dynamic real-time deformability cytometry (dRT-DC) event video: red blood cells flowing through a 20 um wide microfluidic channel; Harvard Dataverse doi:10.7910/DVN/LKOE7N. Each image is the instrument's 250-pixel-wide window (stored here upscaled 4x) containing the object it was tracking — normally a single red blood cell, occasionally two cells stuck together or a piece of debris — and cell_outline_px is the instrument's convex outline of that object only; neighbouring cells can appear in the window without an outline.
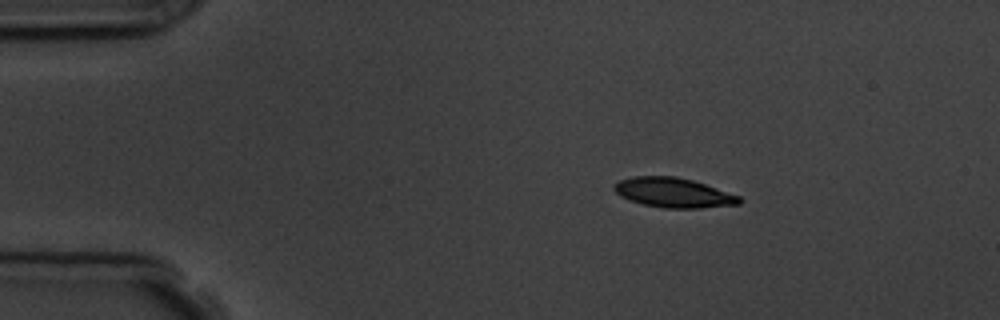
{"species": "common noctule bat (a hibernating species)", "species_latin": "Nyctalus noctula", "temperature_condition": "room temperature", "stored_images_in_passage": 4, "camera_frame_rate_fps": 3000, "um_per_image_px": 0.085, "animal": {"sex": "male", "body_mass_g": 19.5, "forearm_length_mm": 54.6}, "frame": {"image": 1, "passage_image": 2, "time_ms": 1.333, "image_size_px": [1000, 320], "cell_outline_px": [[744, 200], [740, 204], [700, 208], [664, 208], [644, 204], [620, 196], [612, 188], [612, 184], [620, 180], [632, 176], [676, 176], [692, 180], [740, 196]], "centroid_in_image_um": [57.24, 16.37], "position_along_channel_um": 27.8, "area_um2": 21.62}}
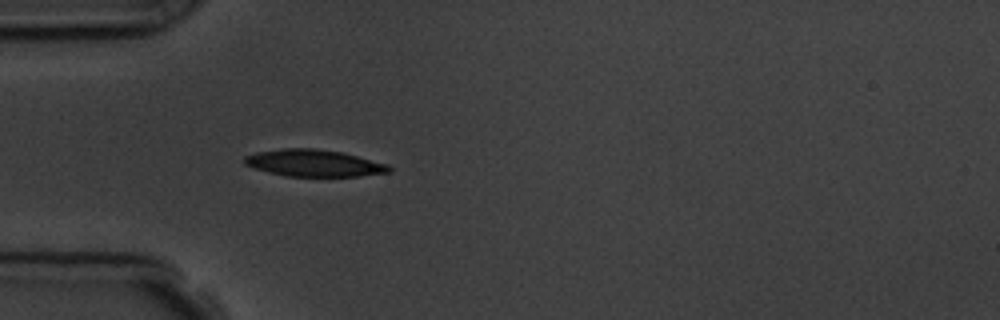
{"frame": {"image": 2, "passage_image": 4, "time_ms": 3.667, "image_size_px": [1000, 320], "cell_outline_px": [[392, 172], [356, 176], [288, 176], [268, 172], [244, 164], [244, 156], [256, 152], [284, 148], [316, 148], [344, 152], [388, 164], [392, 168]], "centroid_in_image_um": [26.71, 13.85], "position_along_channel_um": 58.3, "area_um2": 22.72}}